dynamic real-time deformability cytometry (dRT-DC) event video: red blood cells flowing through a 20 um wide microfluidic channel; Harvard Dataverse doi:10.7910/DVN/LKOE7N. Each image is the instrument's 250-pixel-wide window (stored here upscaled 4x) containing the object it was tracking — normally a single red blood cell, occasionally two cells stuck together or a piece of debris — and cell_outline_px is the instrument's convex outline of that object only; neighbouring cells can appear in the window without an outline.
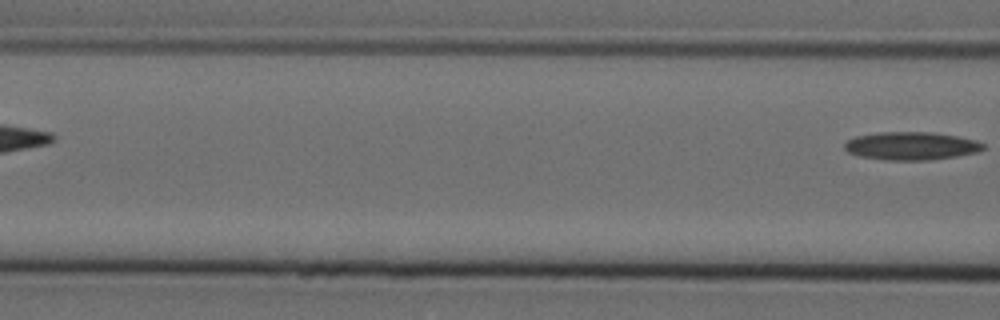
{"species": "Egyptian fruit bat (a non-hibernating species)", "species_latin": "Rousettus aegyptiacus", "temperature_condition": "cold", "stored_images_in_passage": 5, "segment_of_instrument_passage": [2, 2], "camera_frame_rate_fps": 3000, "um_per_image_px": 0.085, "animal": {"sex": "female"}, "frame": {"image": 1, "passage_image": 5, "time_ms": 1.333, "image_size_px": [1000, 320], "cell_outline_px": [[984, 148], [976, 152], [956, 156], [928, 160], [884, 160], [860, 156], [848, 152], [844, 148], [844, 144], [848, 140], [856, 136], [880, 132], [932, 132], [956, 136], [976, 140], [984, 144]], "centroid_in_image_um": [77.43, 12.4], "position_along_channel_um": 89.2, "area_um2": 22.54}}